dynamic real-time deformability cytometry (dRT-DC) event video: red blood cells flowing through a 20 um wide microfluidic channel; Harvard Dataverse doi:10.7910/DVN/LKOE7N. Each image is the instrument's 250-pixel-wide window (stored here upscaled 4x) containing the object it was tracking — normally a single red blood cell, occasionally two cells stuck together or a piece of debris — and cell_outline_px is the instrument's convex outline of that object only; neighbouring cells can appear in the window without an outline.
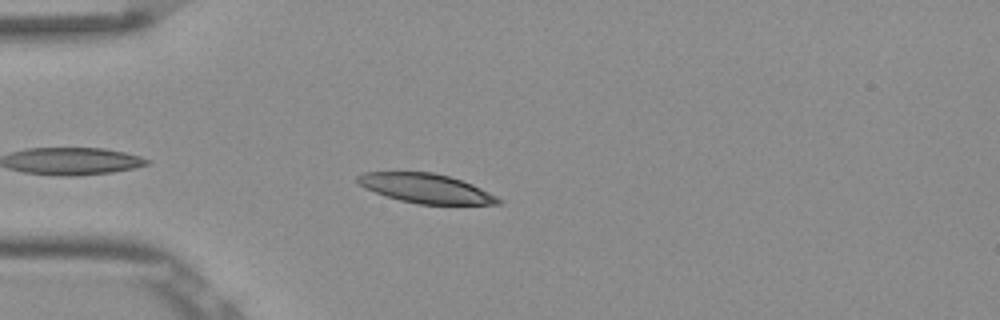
{"species": "Egyptian fruit bat (a non-hibernating species)", "species_latin": "Rousettus aegyptiacus", "temperature_condition": "room temperature", "stored_images_in_passage": 40, "camera_frame_rate_fps": 3000, "um_per_image_px": 0.085, "frame": {"image": 1, "passage_image": 4, "time_ms": 1.0, "image_size_px": [1000, 320], "cell_outline_px": [[504, 200], [500, 204], [420, 204], [400, 200], [384, 196], [364, 188], [356, 180], [356, 176], [364, 172], [432, 172], [448, 176], [472, 184]], "centroid_in_image_um": [36.17, 16.01], "position_along_channel_um": 48.8, "area_um2": 23.93}}
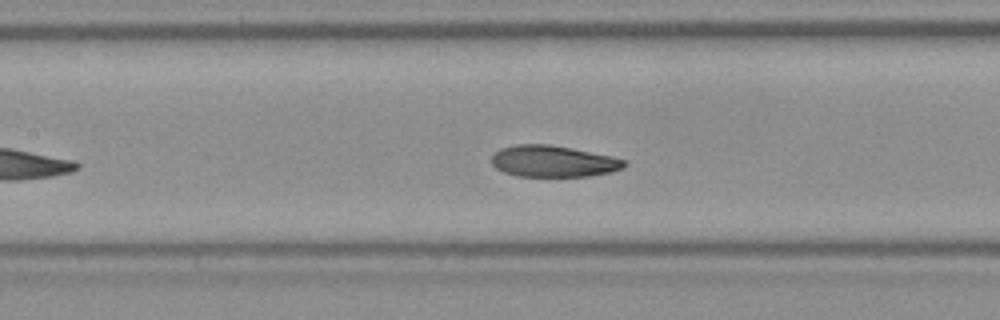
{"frame": {"image": 2, "passage_image": 14, "time_ms": 4.333, "image_size_px": [1000, 320], "cell_outline_px": [[628, 164], [624, 168], [612, 172], [588, 176], [516, 176], [504, 172], [496, 168], [492, 164], [492, 152], [500, 148], [516, 144], [552, 144], [612, 156], [628, 160]], "centroid_in_image_um": [47.04, 13.7], "position_along_channel_um": 160.4, "area_um2": 24.68}}
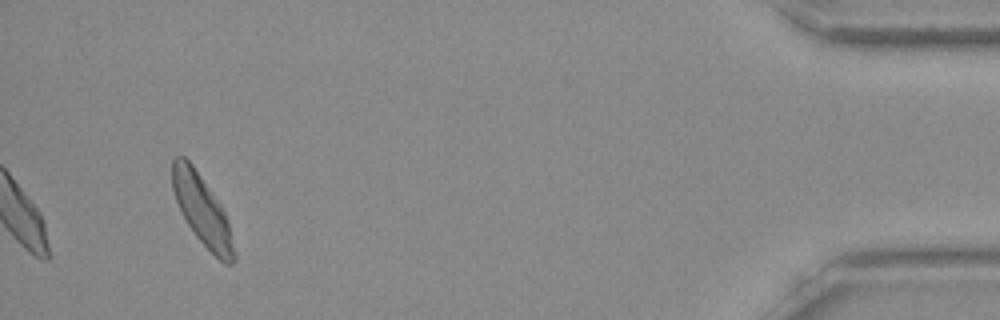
{"frame": {"image": 3, "passage_image": 40, "time_ms": 13.0, "image_size_px": [1000, 320], "cell_outline_px": [[236, 260], [232, 264], [224, 264], [196, 236], [188, 224], [176, 200], [172, 188], [172, 160], [176, 156], [184, 156], [192, 164], [220, 204], [228, 220], [236, 256]], "centroid_in_image_um": [17.19, 17.87], "position_along_channel_um": 418.0, "area_um2": 24.62}, "authors_computed_cell_mechanics": {"area_um2": 23.7269, "velocity_mm_per_s": 3.8112, "shape_relaxation_time_tau1_ms": 3.319, "shape_relaxation_time_tau2_ms": 2.9056, "deformation_change_tau1": 0.1002, "deformation_change_tau2": 0.0941}}